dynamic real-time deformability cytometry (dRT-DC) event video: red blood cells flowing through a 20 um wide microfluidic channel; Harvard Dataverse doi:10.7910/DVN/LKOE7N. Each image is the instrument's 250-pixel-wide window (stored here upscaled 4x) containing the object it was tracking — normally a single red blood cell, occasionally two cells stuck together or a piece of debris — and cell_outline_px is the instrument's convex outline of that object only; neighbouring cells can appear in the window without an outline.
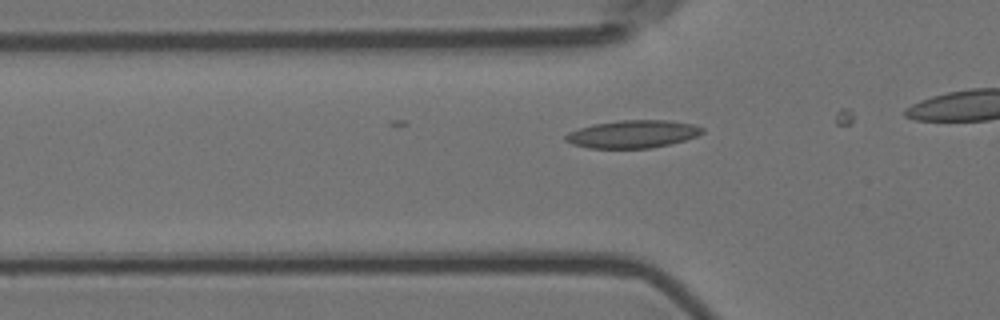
{"species": "Egyptian fruit bat (a non-hibernating species)", "species_latin": "Rousettus aegyptiacus", "temperature_condition": "room temperature", "stored_images_in_passage": 6, "camera_frame_rate_fps": 3000, "um_per_image_px": 0.085, "animal": {"sex": "female"}, "frame": {"image": 1, "passage_image": 4, "time_ms": 1.0, "image_size_px": [1000, 320], "cell_outline_px": [[704, 132], [696, 136], [684, 140], [652, 148], [588, 148], [572, 144], [564, 140], [564, 136], [568, 132], [592, 124], [620, 120], [668, 120], [692, 124], [704, 128]], "centroid_in_image_um": [53.75, 11.39], "position_along_channel_um": 72.0, "area_um2": 22.08}}